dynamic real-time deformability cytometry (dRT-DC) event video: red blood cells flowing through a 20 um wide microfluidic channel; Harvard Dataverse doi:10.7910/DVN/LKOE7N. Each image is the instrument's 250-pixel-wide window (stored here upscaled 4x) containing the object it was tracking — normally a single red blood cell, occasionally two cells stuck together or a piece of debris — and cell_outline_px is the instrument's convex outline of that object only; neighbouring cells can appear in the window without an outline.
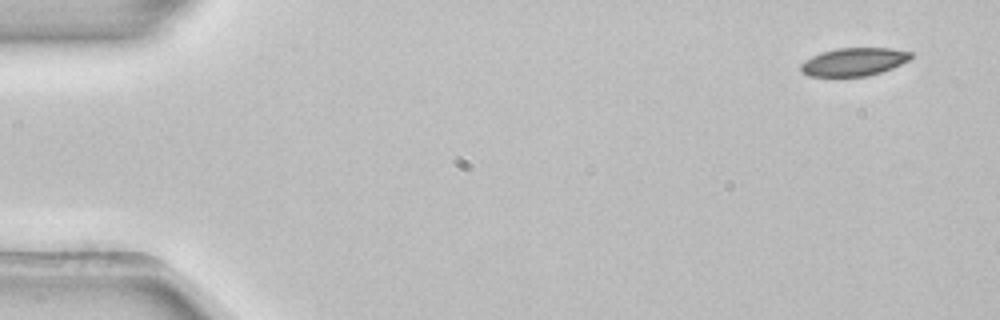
{"species": "common noctule bat (a hibernating species)", "species_latin": "Nyctalus noctula", "temperature_condition": "room temperature", "stored_images_in_passage": 4, "camera_frame_rate_fps": 3000, "um_per_image_px": 0.085, "animal": {"sex": "female", "body_mass_g": 22.7, "forearm_length_mm": 54.2}, "frame": {"image": 1, "passage_image": 1, "time_ms": 0.0, "image_size_px": [1000, 320], "cell_outline_px": [[912, 56], [908, 60], [892, 68], [868, 76], [808, 76], [800, 72], [800, 64], [804, 60], [820, 52], [836, 48], [892, 48], [912, 52]], "centroid_in_image_um": [72.54, 5.25], "position_along_channel_um": 12.5, "area_um2": 18.09}}
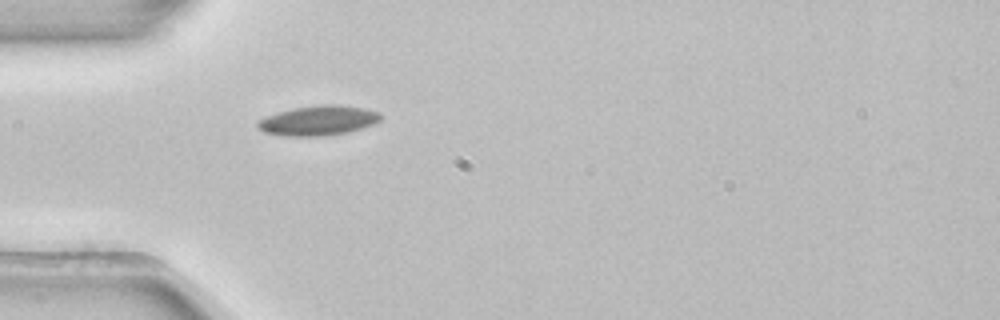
{"frame": {"image": 2, "passage_image": 4, "time_ms": 1.0, "image_size_px": [1000, 320], "cell_outline_px": [[384, 116], [380, 120], [372, 124], [348, 132], [324, 136], [284, 136], [264, 132], [256, 128], [256, 120], [264, 116], [292, 108], [324, 104], [336, 104], [364, 108], [380, 112]], "centroid_in_image_um": [27.01, 10.24], "position_along_channel_um": 58.0, "area_um2": 21.62}}